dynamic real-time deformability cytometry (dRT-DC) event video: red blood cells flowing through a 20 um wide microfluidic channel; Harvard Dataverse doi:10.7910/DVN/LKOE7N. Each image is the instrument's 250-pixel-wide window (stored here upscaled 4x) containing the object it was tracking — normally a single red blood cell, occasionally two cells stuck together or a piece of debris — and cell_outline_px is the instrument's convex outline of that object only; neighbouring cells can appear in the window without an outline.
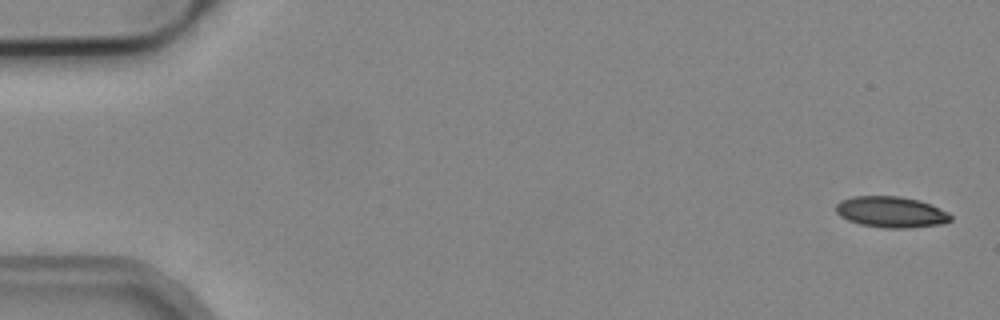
{"species": "common noctule bat (a hibernating species)", "species_latin": "Nyctalus noctula", "temperature_condition": "cold", "stored_images_in_passage": 5, "camera_frame_rate_fps": 3000, "um_per_image_px": 0.085, "animal": {"sex": "male", "body_mass_g": 19.2, "forearm_length_mm": 51.8}, "frame": {"image": 1, "passage_image": 5, "time_ms": 1.333, "image_size_px": [1000, 320], "cell_outline_px": [[952, 220], [944, 224], [908, 228], [884, 228], [860, 224], [848, 220], [840, 216], [836, 212], [836, 204], [840, 200], [852, 196], [900, 196], [920, 200], [948, 212], [952, 216]], "centroid_in_image_um": [75.75, 18.02], "position_along_channel_um": 9.3, "area_um2": 20.92}}